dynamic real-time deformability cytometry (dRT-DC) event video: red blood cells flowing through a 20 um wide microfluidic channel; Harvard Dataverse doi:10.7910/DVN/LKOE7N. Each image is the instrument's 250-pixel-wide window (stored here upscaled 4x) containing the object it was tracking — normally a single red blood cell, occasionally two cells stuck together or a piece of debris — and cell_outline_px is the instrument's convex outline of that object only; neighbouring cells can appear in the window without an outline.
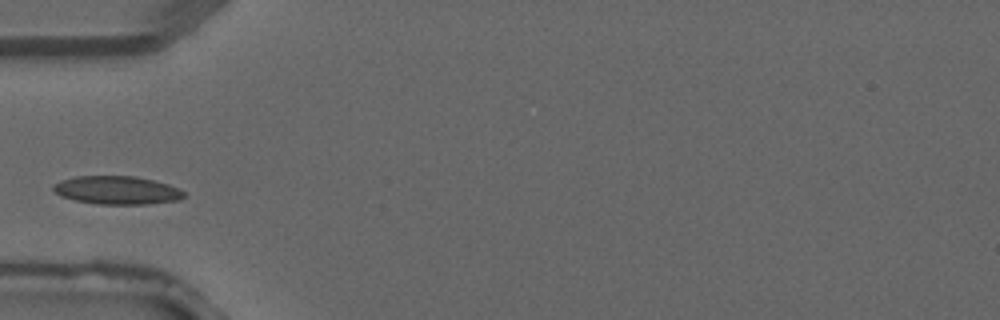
{"species": "common noctule bat (a hibernating species)", "species_latin": "Nyctalus noctula", "temperature_condition": "warm", "stored_images_in_passage": 1, "camera_frame_rate_fps": 3000, "um_per_image_px": 0.085, "animal": {"sex": "male", "forearm_length_mm": 52.5}, "frame": {"image": 1, "passage_image": 1, "time_ms": 0.0, "image_size_px": [1000, 320], "cell_outline_px": [[184, 196], [180, 200], [148, 204], [96, 204], [76, 200], [60, 196], [52, 188], [52, 184], [60, 180], [72, 176], [136, 176], [168, 184], [184, 192]], "centroid_in_image_um": [9.9, 16.16], "position_along_channel_um": 75.1, "area_um2": 21.56}}